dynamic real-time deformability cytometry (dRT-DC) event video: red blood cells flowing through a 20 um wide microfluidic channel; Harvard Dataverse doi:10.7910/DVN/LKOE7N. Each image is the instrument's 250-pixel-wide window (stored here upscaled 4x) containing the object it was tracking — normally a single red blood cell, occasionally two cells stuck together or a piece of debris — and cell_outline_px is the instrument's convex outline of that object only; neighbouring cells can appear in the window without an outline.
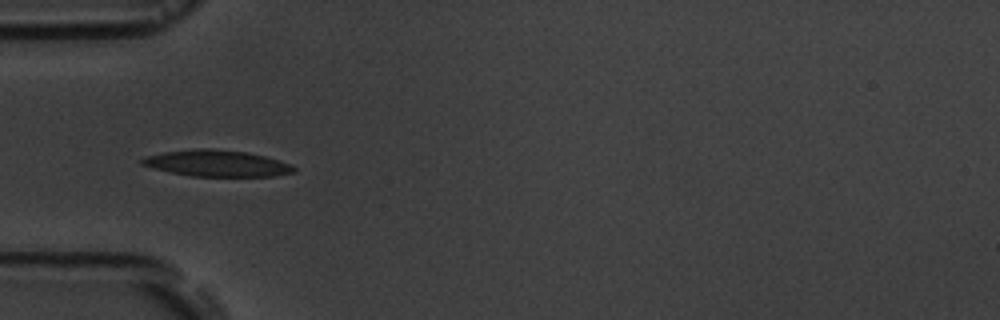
{"species": "common noctule bat (a hibernating species)", "species_latin": "Nyctalus noctula", "temperature_condition": "room temperature", "stored_images_in_passage": 15, "camera_frame_rate_fps": 3000, "um_per_image_px": 0.085, "animal": {"sex": "male", "body_mass_g": 19.5, "forearm_length_mm": 54.6}, "frame": {"image": 1, "passage_image": 4, "time_ms": 3.333, "image_size_px": [1000, 320], "cell_outline_px": [[296, 172], [272, 176], [192, 176], [168, 172], [152, 168], [140, 164], [140, 160], [148, 156], [164, 152], [196, 148], [212, 148], [248, 152], [264, 156], [292, 164], [296, 168]], "centroid_in_image_um": [18.44, 13.88], "position_along_channel_um": 66.6, "area_um2": 23.41}}
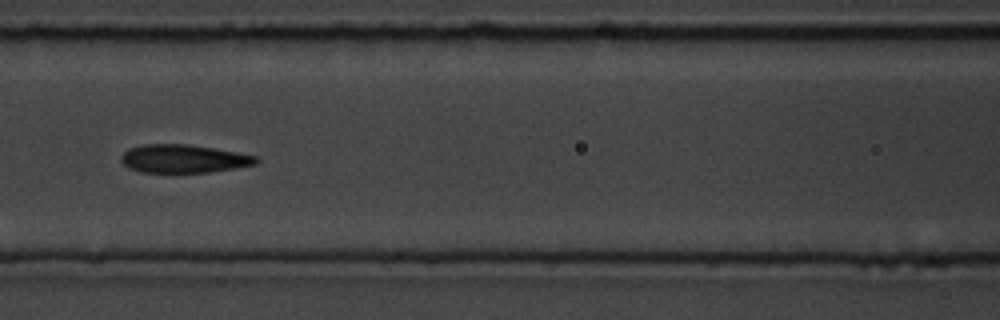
{"frame": {"image": 2, "passage_image": 6, "time_ms": 5.667, "image_size_px": [1000, 320], "cell_outline_px": [[260, 160], [256, 164], [236, 168], [208, 172], [140, 172], [128, 168], [120, 160], [120, 156], [128, 148], [144, 144], [188, 144], [236, 152], [256, 156]], "centroid_in_image_um": [15.57, 13.49], "position_along_channel_um": 151.0, "area_um2": 22.2}}
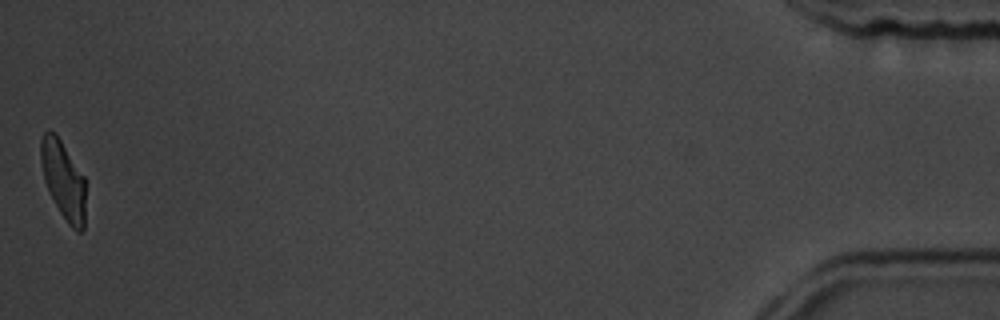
{"frame": {"image": 3, "passage_image": 15, "time_ms": 16.0, "image_size_px": [1000, 320], "cell_outline_px": [[84, 228], [80, 232], [76, 232], [68, 224], [60, 212], [44, 180], [40, 160], [40, 140], [44, 132], [48, 128], [56, 132], [84, 176]], "centroid_in_image_um": [5.36, 15.24], "position_along_channel_um": 429.8, "area_um2": 20.35}, "authors_computed_cell_mechanics": {"area_um2": 22.831, "velocity_mm_per_s": 3.6342, "shape_relaxation_time_tau1_ms": 3.8869, "shape_relaxation_time_tau2_ms": 1.865, "deformation_change_tau1": 0.1387, "deformation_change_tau2": 0.0784}}